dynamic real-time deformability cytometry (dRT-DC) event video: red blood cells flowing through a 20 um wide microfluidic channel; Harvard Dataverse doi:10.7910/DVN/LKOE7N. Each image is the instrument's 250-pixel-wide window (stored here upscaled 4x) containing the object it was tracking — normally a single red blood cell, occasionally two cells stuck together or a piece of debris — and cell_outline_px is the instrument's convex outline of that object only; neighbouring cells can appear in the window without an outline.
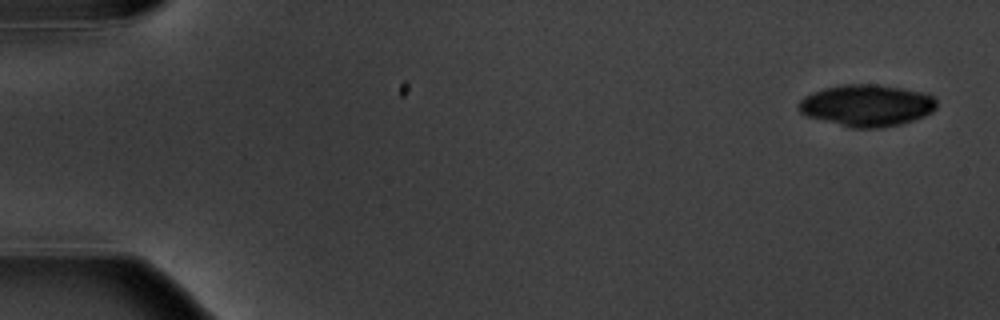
{"species": "common noctule bat (a hibernating species)", "species_latin": "Nyctalus noctula", "temperature_condition": "warm", "stored_images_in_passage": 6, "camera_frame_rate_fps": 3000, "um_per_image_px": 0.085, "animal": {"sex": "male", "body_mass_g": 20.1, "forearm_length_mm": 53.5}, "frame": {"image": 1, "passage_image": 1, "time_ms": 0.0, "image_size_px": [1000, 320], "cell_outline_px": [[936, 108], [932, 112], [924, 116], [900, 124], [884, 128], [852, 128], [808, 116], [800, 112], [796, 104], [804, 96], [812, 92], [824, 88], [844, 84], [876, 84], [924, 92], [932, 96], [936, 100]], "centroid_in_image_um": [73.67, 8.96], "position_along_channel_um": 11.3, "area_um2": 33.58}}